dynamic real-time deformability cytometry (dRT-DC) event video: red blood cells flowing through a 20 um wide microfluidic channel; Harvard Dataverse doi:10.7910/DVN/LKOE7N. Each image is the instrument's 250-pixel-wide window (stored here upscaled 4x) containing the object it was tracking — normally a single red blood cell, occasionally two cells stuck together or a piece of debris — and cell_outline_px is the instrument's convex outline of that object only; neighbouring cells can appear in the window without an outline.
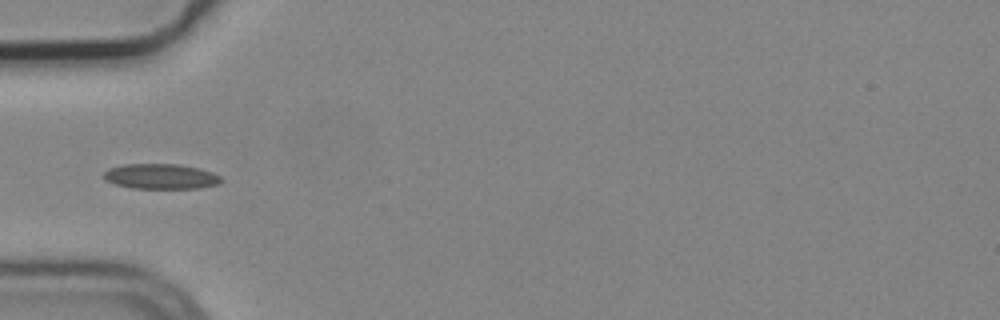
{"species": "common noctule bat (a hibernating species)", "species_latin": "Nyctalus noctula", "temperature_condition": "cold", "stored_images_in_passage": 8, "camera_frame_rate_fps": 3000, "um_per_image_px": 0.085, "animal": {"sex": "male", "body_mass_g": 19.2, "forearm_length_mm": 51.8}, "frame": {"image": 1, "passage_image": 5, "time_ms": 1.333, "image_size_px": [1000, 320], "cell_outline_px": [[224, 180], [220, 184], [200, 188], [132, 188], [116, 184], [104, 180], [104, 172], [108, 168], [124, 164], [180, 164], [200, 168], [212, 172], [220, 176]], "centroid_in_image_um": [13.7, 14.99], "position_along_channel_um": 71.3, "area_um2": 17.4}}
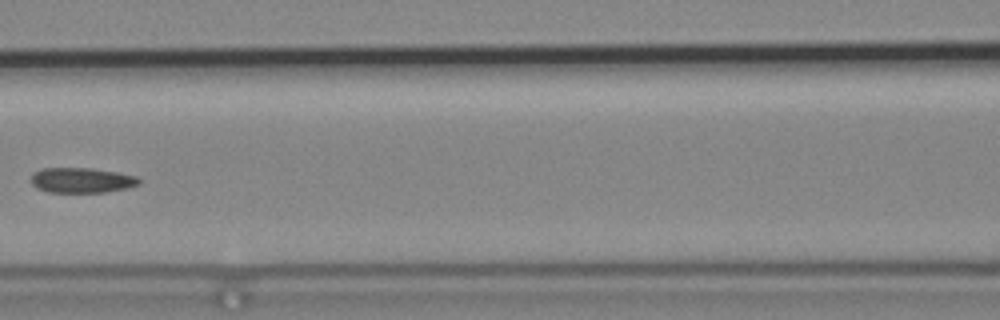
{"frame": {"image": 2, "passage_image": 7, "time_ms": 2.0, "image_size_px": [1000, 320], "cell_outline_px": [[140, 184], [128, 188], [104, 192], [48, 192], [36, 188], [32, 184], [32, 176], [36, 172], [44, 168], [88, 168], [116, 172], [136, 176], [140, 180]], "centroid_in_image_um": [6.96, 15.33], "position_along_channel_um": 159.6, "area_um2": 15.66}}
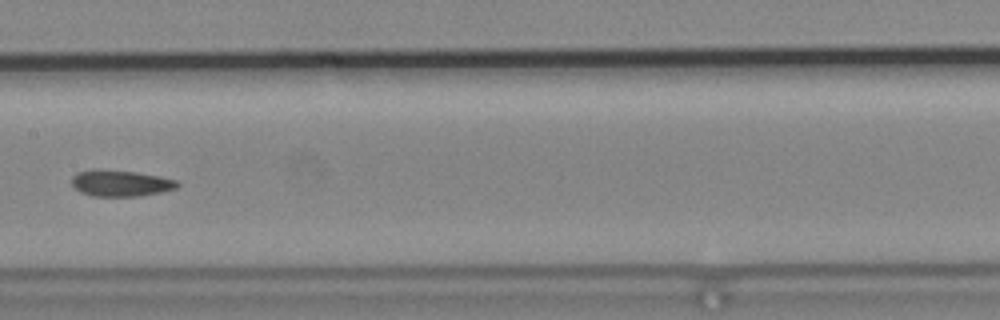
{"frame": {"image": 3, "passage_image": 8, "time_ms": 2.333, "image_size_px": [1000, 320], "cell_outline_px": [[180, 184], [176, 188], [160, 192], [136, 196], [92, 196], [80, 192], [72, 188], [72, 176], [76, 172], [92, 168], [100, 168], [136, 172], [160, 176], [176, 180]], "centroid_in_image_um": [10.18, 15.55], "position_along_channel_um": 197.2, "area_um2": 16.47}}